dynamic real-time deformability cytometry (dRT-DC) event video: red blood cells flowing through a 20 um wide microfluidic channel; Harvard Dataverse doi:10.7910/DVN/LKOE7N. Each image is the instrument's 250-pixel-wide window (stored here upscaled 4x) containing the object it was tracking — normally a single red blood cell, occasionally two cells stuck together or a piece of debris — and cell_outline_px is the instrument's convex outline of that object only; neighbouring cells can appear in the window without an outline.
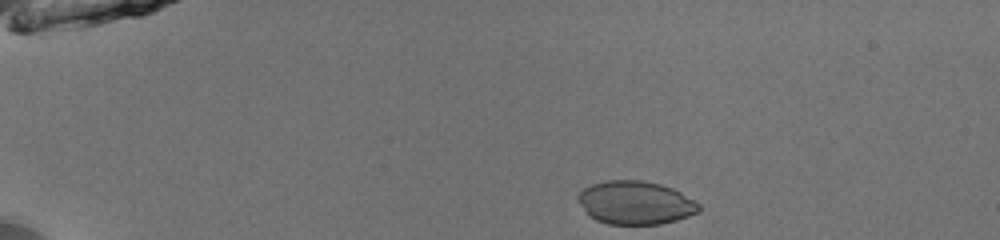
{"species": "common noctule bat (a hibernating species)", "species_latin": "Nyctalus noctula", "temperature_condition": "room temperature", "stored_images_in_passage": 41, "camera_frame_rate_fps": 3000, "um_per_image_px": 0.085, "animal": {"sex": "male", "body_mass_g": 13.0, "forearm_length_mm": 53.1}, "frame": {"image": 1, "passage_image": 1, "time_ms": 0.0, "image_size_px": [1000, 240], "cell_outline_px": [[700, 212], [676, 220], [660, 224], [608, 224], [596, 220], [576, 200], [576, 196], [584, 188], [592, 184], [608, 180], [640, 180], [660, 184], [672, 188], [680, 192], [700, 204]], "centroid_in_image_um": [54.02, 17.23], "position_along_channel_um": 31.0, "area_um2": 30.35}}
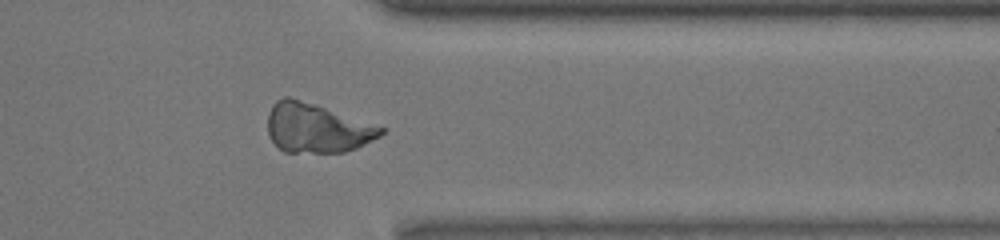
{"frame": {"image": 2, "passage_image": 33, "time_ms": 10.667, "image_size_px": [1000, 240], "cell_outline_px": [[384, 132], [380, 136], [356, 148], [344, 152], [284, 152], [272, 140], [268, 132], [268, 112], [272, 104], [276, 100], [284, 96], [288, 96], [384, 128]], "centroid_in_image_um": [26.87, 10.89], "position_along_channel_um": 384.5, "area_um2": 31.79}}